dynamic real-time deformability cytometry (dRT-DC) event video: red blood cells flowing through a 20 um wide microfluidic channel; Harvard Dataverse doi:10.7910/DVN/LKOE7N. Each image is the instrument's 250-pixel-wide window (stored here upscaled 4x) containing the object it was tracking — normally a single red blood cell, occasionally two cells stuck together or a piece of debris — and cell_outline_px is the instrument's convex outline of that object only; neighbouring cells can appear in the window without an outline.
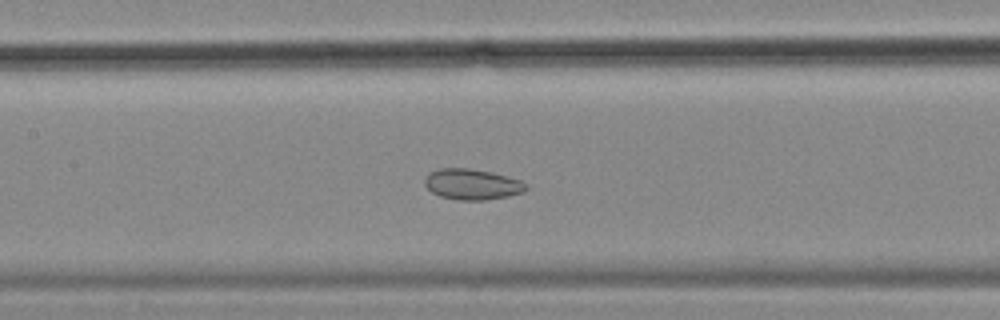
{"species": "common noctule bat (a hibernating species)", "species_latin": "Nyctalus noctula", "temperature_condition": "cold", "stored_images_in_passage": 59, "camera_frame_rate_fps": 3000, "um_per_image_px": 0.085, "animal": {"sex": "female", "body_mass_g": 18.4}, "frame": {"image": 1, "passage_image": 27, "time_ms": 8.667, "image_size_px": [1000, 320], "cell_outline_px": [[528, 188], [524, 192], [508, 196], [484, 200], [456, 200], [440, 196], [432, 192], [424, 184], [424, 180], [432, 172], [440, 168], [468, 168], [492, 172], [520, 180]], "centroid_in_image_um": [40.13, 15.67], "position_along_channel_um": 167.3, "area_um2": 17.98}}
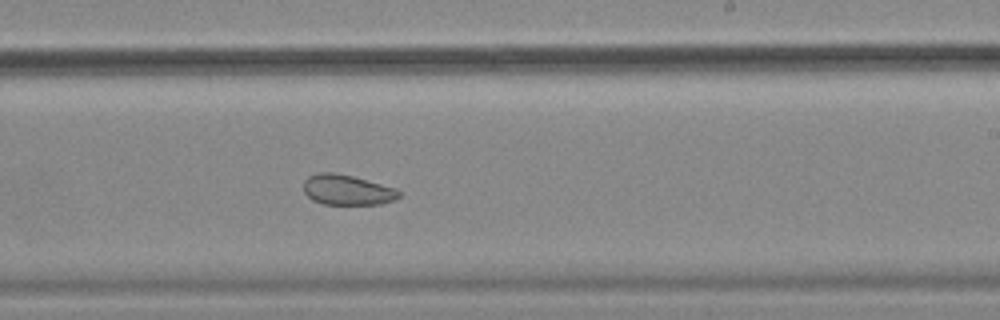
{"frame": {"image": 2, "passage_image": 35, "time_ms": 11.333, "image_size_px": [1000, 320], "cell_outline_px": [[400, 196], [396, 200], [380, 204], [324, 204], [312, 200], [304, 192], [304, 180], [308, 176], [320, 172], [332, 172], [352, 176], [396, 188], [400, 192]], "centroid_in_image_um": [29.51, 16.14], "position_along_channel_um": 259.5, "area_um2": 16.82}}
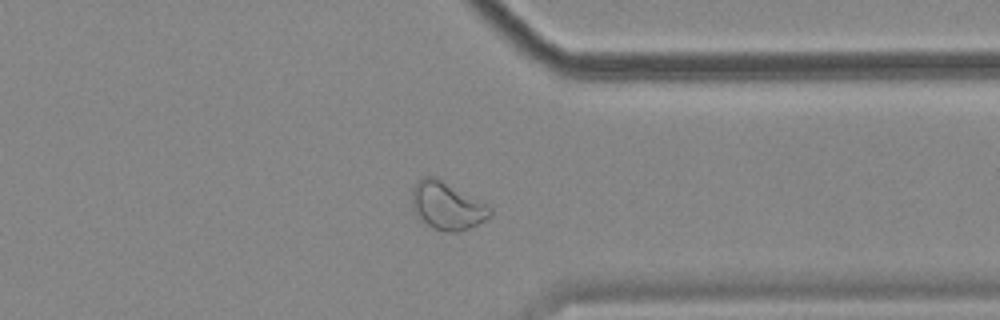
{"frame": {"image": 3, "passage_image": 45, "time_ms": 14.667, "image_size_px": [1000, 320], "cell_outline_px": [[492, 216], [468, 228], [456, 232], [444, 232], [432, 228], [412, 208], [412, 188], [416, 180], [424, 176], [432, 176], [488, 204], [492, 208]], "centroid_in_image_um": [38.0, 17.49], "position_along_channel_um": 373.4, "area_um2": 21.39}, "authors_computed_cell_mechanics": {"area_um2": 23.0622, "velocity_mm_per_s": 3.4811, "shape_relaxation_time_tau1_ms": null, "shape_relaxation_time_tau2_ms": 3.1385, "deformation_change_tau1": null, "deformation_change_tau2": 0.0743}}